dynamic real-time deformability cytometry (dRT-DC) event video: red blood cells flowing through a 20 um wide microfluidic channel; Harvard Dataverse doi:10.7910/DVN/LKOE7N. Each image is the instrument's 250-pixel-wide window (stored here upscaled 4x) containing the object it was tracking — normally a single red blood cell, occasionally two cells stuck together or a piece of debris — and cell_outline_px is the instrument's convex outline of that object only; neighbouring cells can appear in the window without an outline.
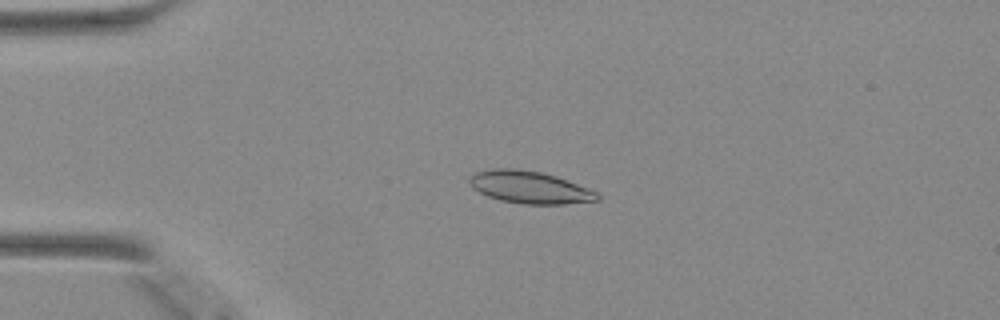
{"species": "Egyptian fruit bat (a non-hibernating species)", "species_latin": "Rousettus aegyptiacus", "temperature_condition": "warm", "stored_images_in_passage": 40, "camera_frame_rate_fps": 3000, "um_per_image_px": 0.085, "animal": {"sex": "female"}, "frame": {"image": 1, "passage_image": 10, "time_ms": 3.0, "image_size_px": [1000, 320], "cell_outline_px": [[600, 200], [564, 204], [524, 204], [500, 200], [488, 196], [472, 188], [468, 180], [468, 176], [476, 172], [492, 168], [516, 168], [540, 172], [556, 176], [600, 192]], "centroid_in_image_um": [45.03, 15.91], "position_along_channel_um": 40.0, "area_um2": 24.28}}
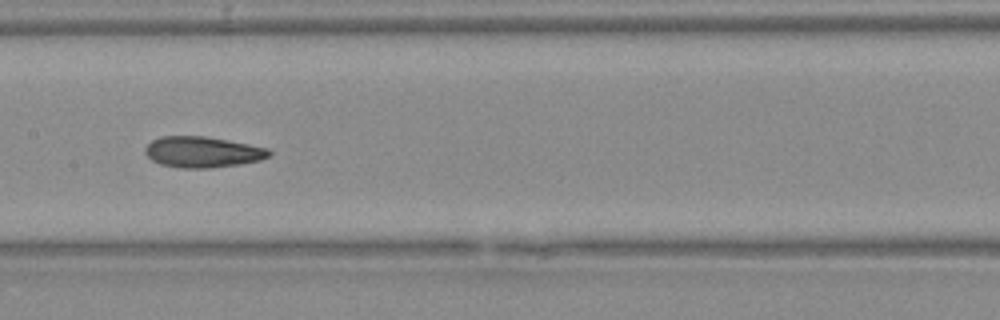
{"frame": {"image": 2, "passage_image": 23, "time_ms": 7.333, "image_size_px": [1000, 320], "cell_outline_px": [[272, 152], [268, 156], [260, 160], [240, 164], [208, 168], [184, 168], [160, 164], [152, 160], [144, 152], [144, 148], [152, 140], [160, 136], [204, 136], [228, 140], [268, 148]], "centroid_in_image_um": [17.2, 12.91], "position_along_channel_um": 190.2, "area_um2": 22.25}}
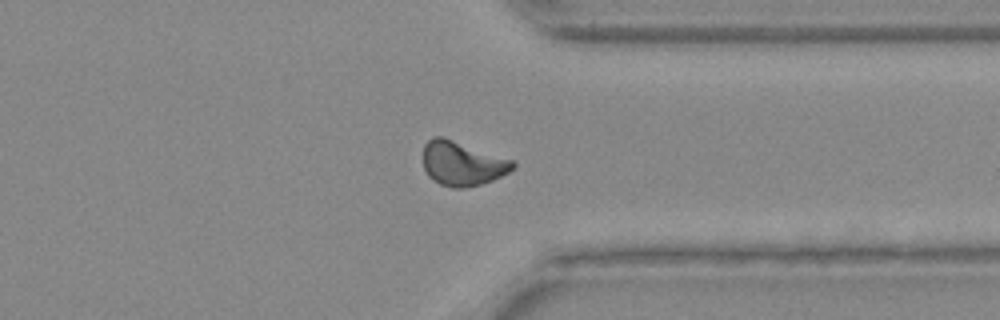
{"frame": {"image": 3, "passage_image": 36, "time_ms": 11.667, "image_size_px": [1000, 320], "cell_outline_px": [[516, 168], [492, 180], [480, 184], [464, 188], [452, 188], [440, 184], [432, 180], [428, 176], [424, 168], [424, 144], [428, 140], [436, 136], [444, 136], [512, 160], [516, 164]], "centroid_in_image_um": [39.28, 13.89], "position_along_channel_um": 372.1, "area_um2": 23.18}}